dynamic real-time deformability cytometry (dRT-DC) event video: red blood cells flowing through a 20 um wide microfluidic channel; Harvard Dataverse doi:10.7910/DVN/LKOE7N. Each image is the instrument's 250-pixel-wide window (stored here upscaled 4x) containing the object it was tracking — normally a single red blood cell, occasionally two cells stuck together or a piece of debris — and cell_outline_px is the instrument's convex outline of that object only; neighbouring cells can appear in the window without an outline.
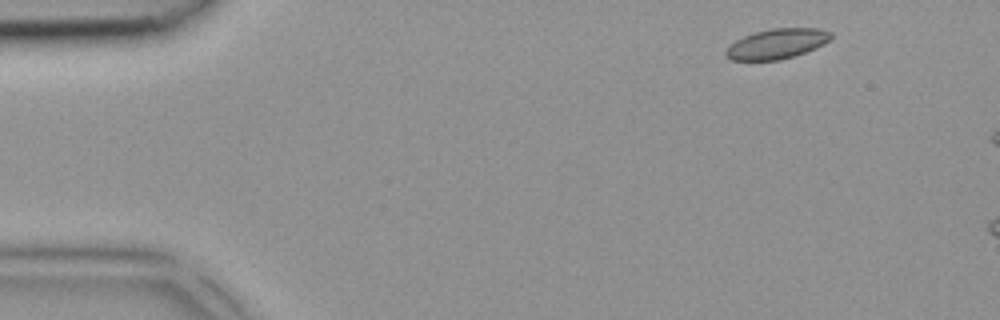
{"species": "common noctule bat (a hibernating species)", "species_latin": "Nyctalus noctula", "temperature_condition": "room temperature", "stored_images_in_passage": 3, "camera_frame_rate_fps": 3000, "um_per_image_px": 0.085, "animal": {"sex": "female", "body_mass_g": 18.4}, "frame": {"image": 1, "passage_image": 1, "time_ms": 0.0, "image_size_px": [1000, 320], "cell_outline_px": [[832, 36], [824, 44], [816, 48], [780, 60], [732, 60], [724, 52], [736, 40], [744, 36], [756, 32], [772, 28], [816, 28], [832, 32]], "centroid_in_image_um": [66.06, 3.71], "position_along_channel_um": 18.9, "area_um2": 18.09}}